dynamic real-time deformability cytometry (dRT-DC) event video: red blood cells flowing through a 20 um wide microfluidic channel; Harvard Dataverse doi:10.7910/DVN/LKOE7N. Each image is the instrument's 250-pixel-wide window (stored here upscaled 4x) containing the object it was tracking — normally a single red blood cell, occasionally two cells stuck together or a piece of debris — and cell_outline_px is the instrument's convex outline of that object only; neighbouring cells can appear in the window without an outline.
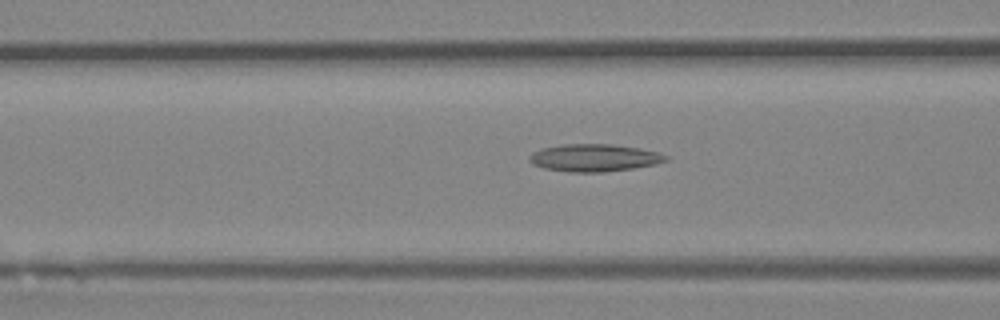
{"species": "Egyptian fruit bat (a non-hibernating species)", "species_latin": "Rousettus aegyptiacus", "temperature_condition": "room temperature", "stored_images_in_passage": 46, "camera_frame_rate_fps": 3000, "um_per_image_px": 0.085, "animal": {"sex": "female"}, "frame": {"image": 1, "passage_image": 18, "time_ms": 5.667, "image_size_px": [1000, 320], "cell_outline_px": [[668, 160], [656, 164], [636, 168], [604, 172], [568, 172], [544, 168], [532, 164], [528, 160], [528, 156], [532, 152], [540, 148], [560, 144], [612, 144], [640, 148], [660, 152], [668, 156]], "centroid_in_image_um": [50.5, 13.41], "position_along_channel_um": 116.1, "area_um2": 22.2}}
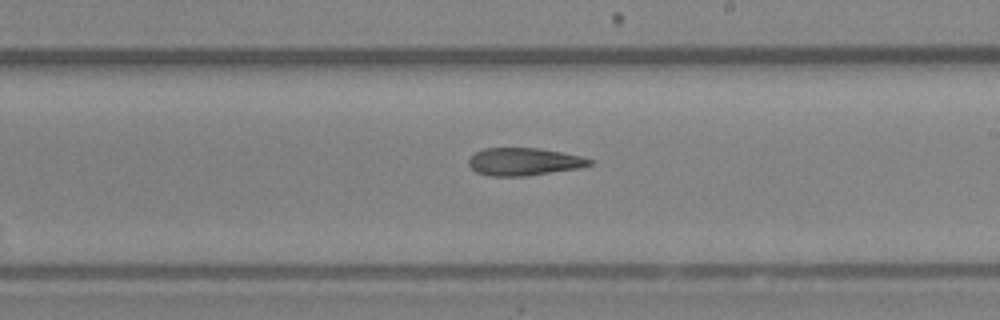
{"frame": {"image": 2, "passage_image": 27, "time_ms": 8.667, "image_size_px": [1000, 320], "cell_outline_px": [[596, 160], [592, 164], [580, 168], [524, 176], [488, 176], [476, 172], [468, 164], [468, 160], [476, 152], [484, 148], [540, 148], [580, 156]], "centroid_in_image_um": [44.55, 13.74], "position_along_channel_um": 244.5, "area_um2": 19.48}}
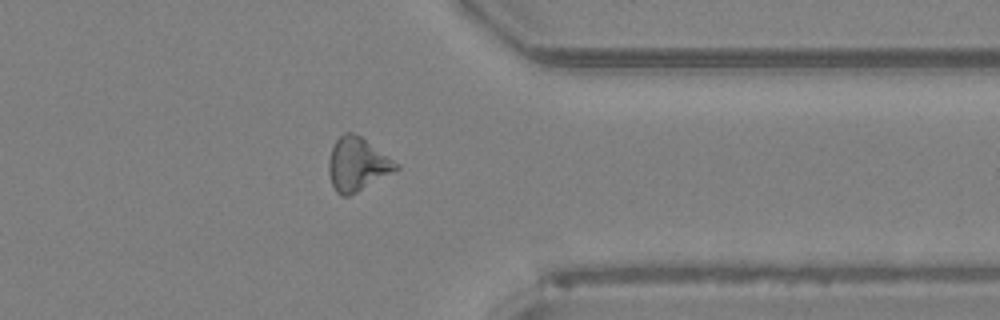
{"frame": {"image": 3, "passage_image": 37, "time_ms": 12.0, "image_size_px": [1000, 320], "cell_outline_px": [[400, 168], [356, 192], [348, 196], [340, 196], [336, 192], [332, 184], [328, 172], [328, 160], [332, 148], [336, 140], [344, 132], [352, 132], [360, 136], [400, 164]], "centroid_in_image_um": [30.35, 13.96], "position_along_channel_um": 381.0, "area_um2": 20.75}}